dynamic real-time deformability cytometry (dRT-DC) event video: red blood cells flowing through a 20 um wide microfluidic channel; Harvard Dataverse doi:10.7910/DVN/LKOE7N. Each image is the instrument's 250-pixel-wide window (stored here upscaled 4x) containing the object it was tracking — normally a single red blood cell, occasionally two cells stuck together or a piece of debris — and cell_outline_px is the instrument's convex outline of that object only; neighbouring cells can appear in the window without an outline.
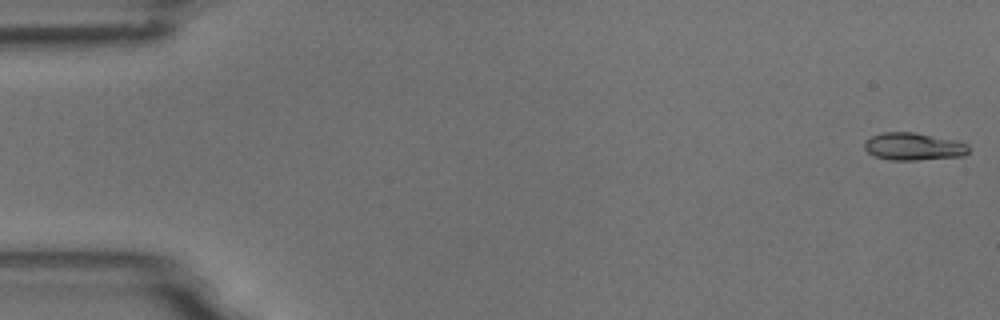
{"species": "common noctule bat (a hibernating species)", "species_latin": "Nyctalus noctula", "temperature_condition": "room temperature", "stored_images_in_passage": 6, "camera_frame_rate_fps": 3000, "um_per_image_px": 0.085, "animal": {"sex": "male", "body_mass_g": 18.8}, "frame": {"image": 1, "passage_image": 6, "time_ms": 5.667, "image_size_px": [1000, 320], "cell_outline_px": [[968, 152], [964, 156], [916, 160], [892, 160], [876, 156], [868, 152], [864, 148], [864, 140], [872, 136], [884, 132], [912, 132], [956, 140], [968, 144]], "centroid_in_image_um": [77.65, 12.45], "position_along_channel_um": 7.4, "area_um2": 16.65}}